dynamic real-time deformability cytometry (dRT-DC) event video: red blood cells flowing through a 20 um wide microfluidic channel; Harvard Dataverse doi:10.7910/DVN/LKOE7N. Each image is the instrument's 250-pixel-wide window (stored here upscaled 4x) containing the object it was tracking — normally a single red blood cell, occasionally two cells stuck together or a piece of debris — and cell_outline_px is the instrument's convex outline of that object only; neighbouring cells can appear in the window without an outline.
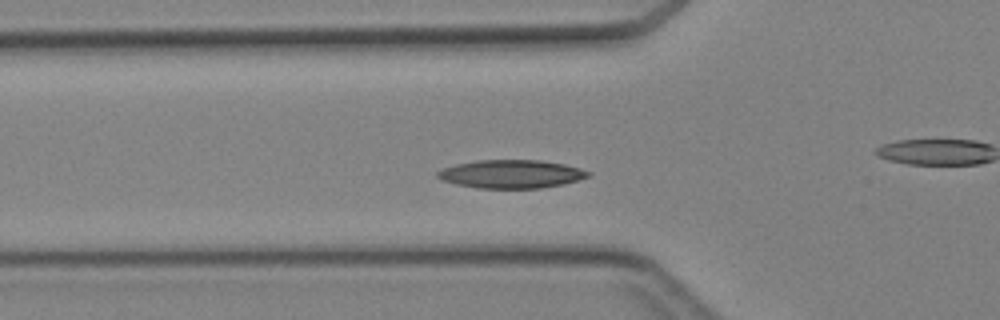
{"species": "Egyptian fruit bat (a non-hibernating species)", "species_latin": "Rousettus aegyptiacus", "temperature_condition": "cold", "stored_images_in_passage": 44, "camera_frame_rate_fps": 3000, "um_per_image_px": 0.085, "animal": {"sex": "female"}, "frame": {"image": 1, "passage_image": 13, "time_ms": 4.0, "image_size_px": [1000, 320], "cell_outline_px": [[592, 176], [564, 184], [540, 188], [476, 188], [456, 184], [444, 180], [436, 176], [436, 172], [444, 168], [456, 164], [476, 160], [540, 160], [564, 164], [580, 168], [592, 172]], "centroid_in_image_um": [43.49, 14.79], "position_along_channel_um": 82.3, "area_um2": 24.91}}
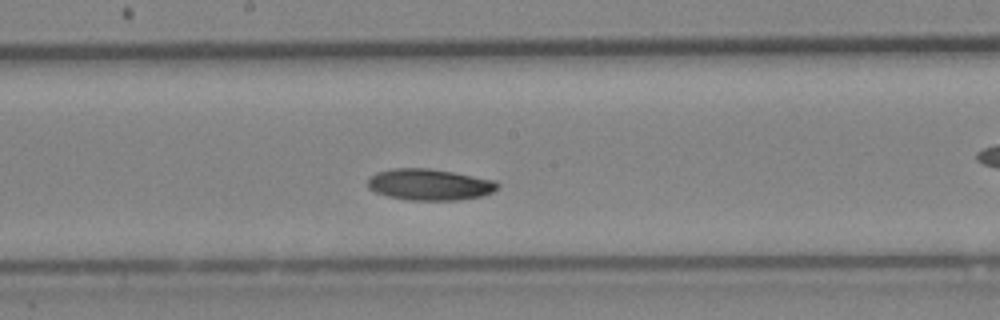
{"frame": {"image": 2, "passage_image": 22, "time_ms": 7.0, "image_size_px": [1000, 320], "cell_outline_px": [[500, 188], [484, 196], [460, 200], [408, 200], [388, 196], [376, 192], [368, 188], [368, 180], [376, 172], [392, 168], [428, 168], [452, 172], [496, 180], [500, 184]], "centroid_in_image_um": [36.56, 15.69], "position_along_channel_um": 211.6, "area_um2": 23.87}}
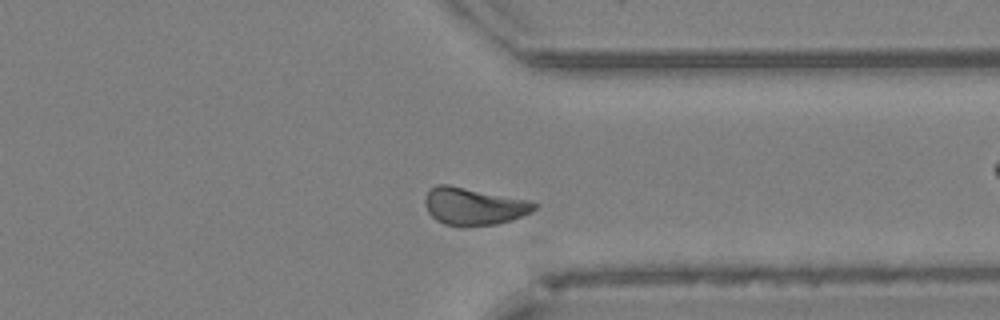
{"frame": {"image": 3, "passage_image": 33, "time_ms": 10.667, "image_size_px": [1000, 320], "cell_outline_px": [[536, 208], [532, 212], [512, 220], [496, 224], [464, 228], [460, 228], [444, 224], [436, 220], [428, 212], [424, 204], [424, 200], [428, 192], [436, 184], [448, 184], [528, 200], [536, 204]], "centroid_in_image_um": [40.24, 17.56], "position_along_channel_um": 371.2, "area_um2": 24.1}}